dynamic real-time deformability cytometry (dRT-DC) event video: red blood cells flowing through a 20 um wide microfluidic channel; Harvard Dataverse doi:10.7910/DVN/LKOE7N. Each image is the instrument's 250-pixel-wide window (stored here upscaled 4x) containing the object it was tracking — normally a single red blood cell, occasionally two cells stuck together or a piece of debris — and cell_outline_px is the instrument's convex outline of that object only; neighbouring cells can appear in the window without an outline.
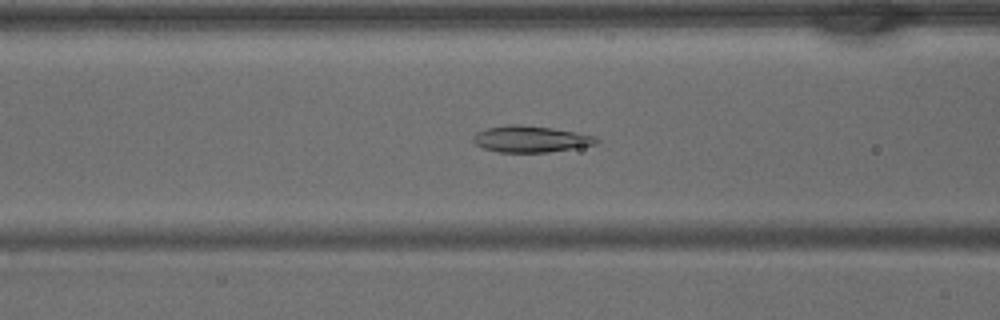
{"species": "common noctule bat (a hibernating species)", "species_latin": "Nyctalus noctula", "temperature_condition": "warm", "stored_images_in_passage": 40, "camera_frame_rate_fps": 3000, "um_per_image_px": 0.085, "animal": {"sex": "male", "body_mass_g": 15.6}, "frame": {"image": 1, "passage_image": 15, "time_ms": 4.667, "image_size_px": [1000, 320], "cell_outline_px": [[600, 140], [596, 144], [548, 152], [496, 152], [484, 148], [476, 144], [472, 140], [472, 136], [476, 132], [484, 128], [508, 124], [512, 124], [552, 128], [576, 132], [596, 136]], "centroid_in_image_um": [45.06, 11.81], "position_along_channel_um": 121.5, "area_um2": 18.96}}
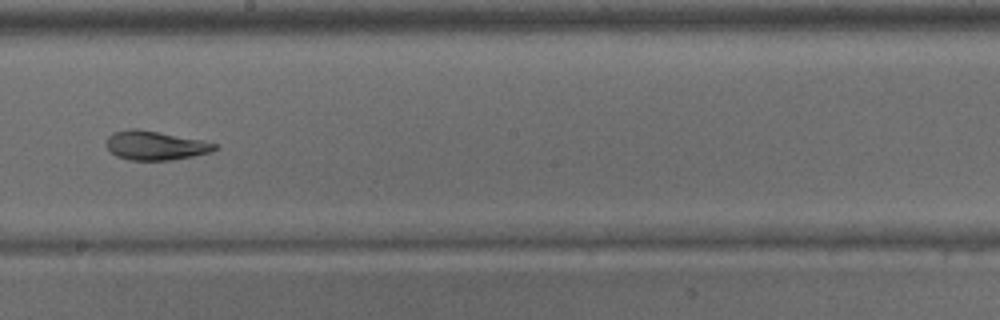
{"frame": {"image": 2, "passage_image": 22, "time_ms": 7.0, "image_size_px": [1000, 320], "cell_outline_px": [[220, 148], [212, 152], [172, 160], [128, 160], [116, 156], [108, 148], [108, 136], [112, 132], [128, 128], [136, 128], [200, 140], [216, 144]], "centroid_in_image_um": [13.2, 12.37], "position_along_channel_um": 235.0, "area_um2": 18.21}}
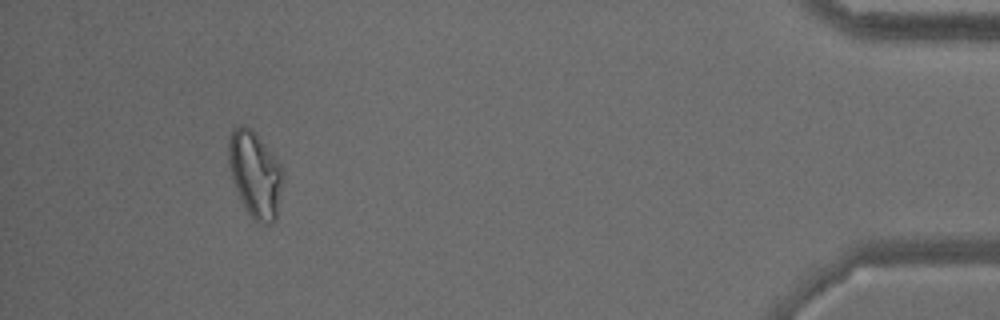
{"frame": {"image": 3, "passage_image": 37, "time_ms": 12.0, "image_size_px": [1000, 320], "cell_outline_px": [[284, 180], [276, 220], [272, 224], [264, 224], [256, 220], [248, 212], [232, 180], [228, 164], [228, 140], [232, 128], [240, 124], [244, 124], [260, 140], [284, 168]], "centroid_in_image_um": [21.7, 14.82], "position_along_channel_um": 413.5, "area_um2": 27.17}}